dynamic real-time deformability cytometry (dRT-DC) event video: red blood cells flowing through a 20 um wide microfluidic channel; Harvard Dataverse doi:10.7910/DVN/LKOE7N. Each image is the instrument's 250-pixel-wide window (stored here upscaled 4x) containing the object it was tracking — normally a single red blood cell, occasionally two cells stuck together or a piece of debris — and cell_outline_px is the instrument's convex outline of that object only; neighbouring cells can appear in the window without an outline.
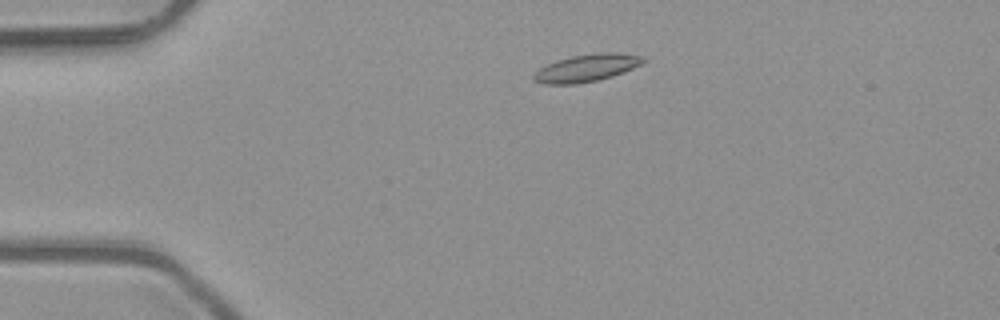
{"species": "common noctule bat (a hibernating species)", "species_latin": "Nyctalus noctula", "temperature_condition": "room temperature", "stored_images_in_passage": 3, "camera_frame_rate_fps": 3000, "um_per_image_px": 0.085, "animal": {"sex": "male", "body_mass_g": 23.1, "forearm_length_mm": 52.7}, "frame": {"image": 1, "passage_image": 2, "time_ms": 0.333, "image_size_px": [1000, 320], "cell_outline_px": [[648, 60], [624, 72], [612, 76], [596, 80], [576, 84], [544, 84], [532, 80], [532, 76], [540, 68], [556, 60], [572, 56], [600, 52], [620, 52], [644, 56]], "centroid_in_image_um": [49.89, 5.76], "position_along_channel_um": 35.1, "area_um2": 17.51}}